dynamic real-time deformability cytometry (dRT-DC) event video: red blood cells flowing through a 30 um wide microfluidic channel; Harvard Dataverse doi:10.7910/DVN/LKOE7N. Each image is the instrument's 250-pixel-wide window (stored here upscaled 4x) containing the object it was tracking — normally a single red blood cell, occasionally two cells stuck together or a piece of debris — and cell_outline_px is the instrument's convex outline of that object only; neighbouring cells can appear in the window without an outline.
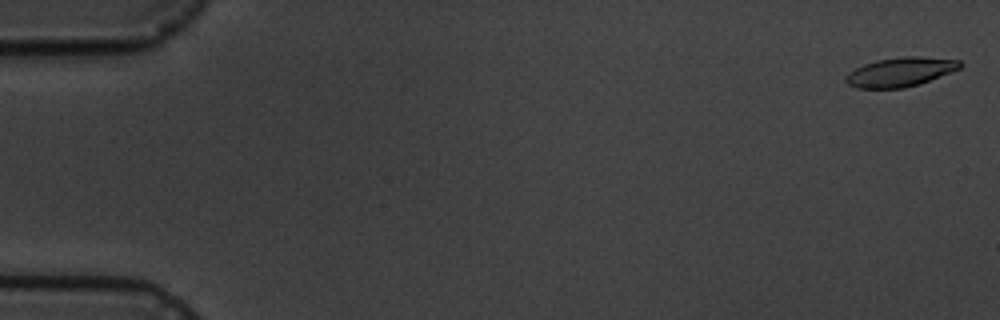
{"species": "common noctule bat (a hibernating species)", "species_latin": "Nyctalus noctula", "temperature_condition": "cold", "stored_images_in_passage": 6, "camera_frame_rate_fps": 3000, "um_per_image_px": 0.085, "animal": {"sex": "male", "body_mass_g": 19.5, "forearm_length_mm": 54.6}, "frame": {"image": 1, "passage_image": 1, "time_ms": 0.0, "image_size_px": [1000, 320], "cell_outline_px": [[964, 64], [960, 68], [920, 84], [904, 88], [856, 88], [848, 84], [844, 80], [844, 76], [848, 72], [864, 64], [876, 60], [904, 56], [920, 56], [960, 60]], "centroid_in_image_um": [76.52, 6.11], "position_along_channel_um": 8.5, "area_um2": 19.54}}
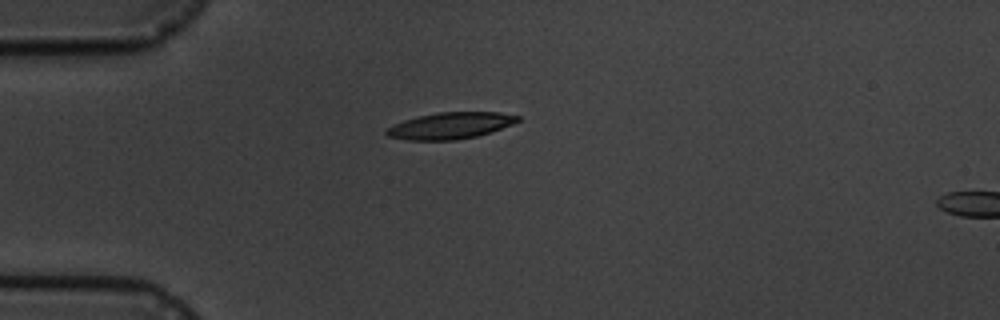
{"frame": {"image": 2, "passage_image": 5, "time_ms": 4.667, "image_size_px": [1000, 320], "cell_outline_px": [[520, 120], [512, 124], [476, 136], [456, 140], [408, 140], [388, 136], [384, 132], [388, 128], [404, 120], [420, 116], [440, 112], [500, 112], [520, 116]], "centroid_in_image_um": [38.29, 10.68], "position_along_channel_um": 46.7, "area_um2": 19.94}}